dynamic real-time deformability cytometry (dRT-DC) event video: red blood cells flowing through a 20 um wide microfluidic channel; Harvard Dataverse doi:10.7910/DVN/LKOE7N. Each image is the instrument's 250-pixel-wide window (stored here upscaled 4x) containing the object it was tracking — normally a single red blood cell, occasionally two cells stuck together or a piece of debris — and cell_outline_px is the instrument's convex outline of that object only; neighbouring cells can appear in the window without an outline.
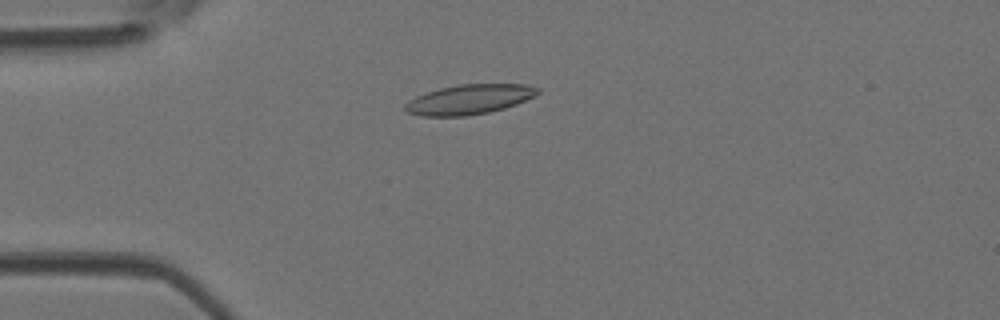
{"species": "Egyptian fruit bat (a non-hibernating species)", "species_latin": "Rousettus aegyptiacus", "temperature_condition": "room temperature", "stored_images_in_passage": 52, "camera_frame_rate_fps": 3000, "um_per_image_px": 0.085, "animal": {"sex": "female"}, "frame": {"image": 1, "passage_image": 14, "time_ms": 4.333, "image_size_px": [1000, 320], "cell_outline_px": [[540, 92], [536, 96], [516, 104], [504, 108], [488, 112], [468, 116], [420, 116], [408, 112], [404, 108], [404, 104], [408, 100], [416, 96], [440, 88], [460, 84], [528, 84], [540, 88]], "centroid_in_image_um": [39.91, 8.45], "position_along_channel_um": 45.1, "area_um2": 23.12}}
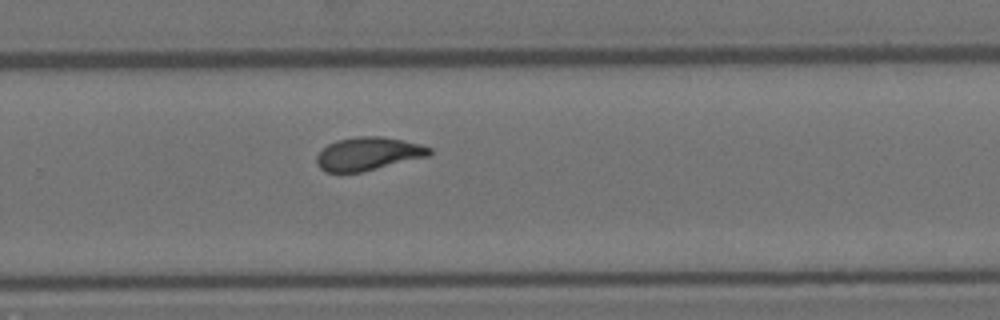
{"frame": {"image": 2, "passage_image": 35, "time_ms": 11.333, "image_size_px": [1000, 320], "cell_outline_px": [[432, 152], [428, 156], [364, 172], [324, 172], [316, 164], [316, 156], [328, 144], [336, 140], [360, 136], [384, 136], [420, 144], [432, 148]], "centroid_in_image_um": [31.29, 13.07], "position_along_channel_um": 298.5, "area_um2": 21.91}}
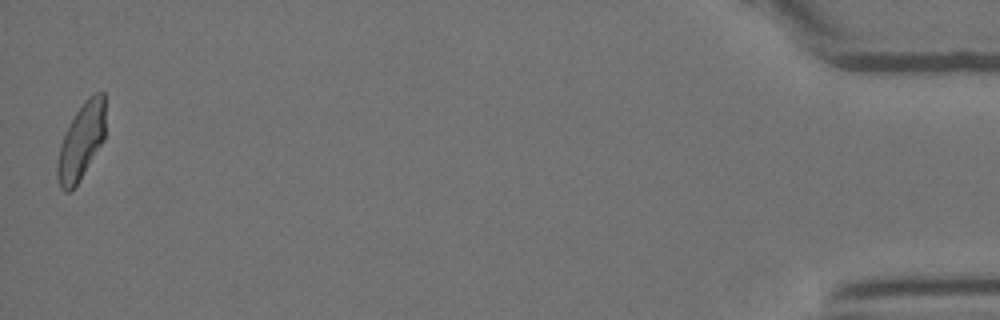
{"frame": {"image": 3, "passage_image": 52, "time_ms": 17.0, "image_size_px": [1000, 320], "cell_outline_px": [[104, 140], [76, 184], [68, 192], [64, 192], [60, 188], [56, 176], [56, 168], [60, 148], [64, 132], [76, 112], [84, 100], [92, 92], [104, 92]], "centroid_in_image_um": [6.89, 11.99], "position_along_channel_um": 428.3, "area_um2": 21.1}, "authors_computed_cell_mechanics": {"area_um2": 21.9351, "velocity_mm_per_s": 3.9126, "shape_relaxation_time_tau1_ms": 6.9617, "shape_relaxation_time_tau2_ms": 1.697, "deformation_change_tau1": 0.1877, "deformation_change_tau2": 0.0847}}